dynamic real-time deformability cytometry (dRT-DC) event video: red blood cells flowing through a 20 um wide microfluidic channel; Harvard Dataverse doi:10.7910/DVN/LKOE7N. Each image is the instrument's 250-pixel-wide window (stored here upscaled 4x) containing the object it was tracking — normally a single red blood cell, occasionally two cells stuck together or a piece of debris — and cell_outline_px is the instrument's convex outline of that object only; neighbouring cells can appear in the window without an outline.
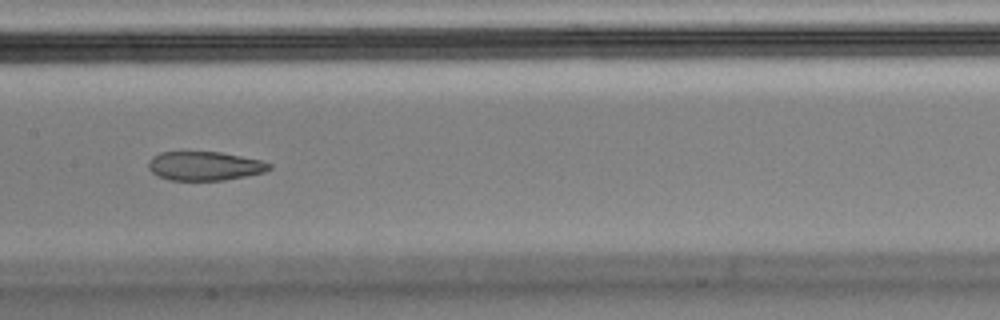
{"species": "Egyptian fruit bat (a non-hibernating species)", "species_latin": "Rousettus aegyptiacus", "temperature_condition": "cold", "stored_images_in_passage": 8, "camera_frame_rate_fps": 3000, "um_per_image_px": 0.085, "animal": {"sex": "male"}, "frame": {"image": 1, "passage_image": 5, "time_ms": 1.333, "image_size_px": [1000, 320], "cell_outline_px": [[272, 168], [264, 172], [224, 180], [168, 180], [152, 172], [148, 168], [148, 164], [152, 156], [160, 152], [220, 152], [260, 160], [272, 164]], "centroid_in_image_um": [17.39, 14.1], "position_along_channel_um": 190.0, "area_um2": 20.23}}